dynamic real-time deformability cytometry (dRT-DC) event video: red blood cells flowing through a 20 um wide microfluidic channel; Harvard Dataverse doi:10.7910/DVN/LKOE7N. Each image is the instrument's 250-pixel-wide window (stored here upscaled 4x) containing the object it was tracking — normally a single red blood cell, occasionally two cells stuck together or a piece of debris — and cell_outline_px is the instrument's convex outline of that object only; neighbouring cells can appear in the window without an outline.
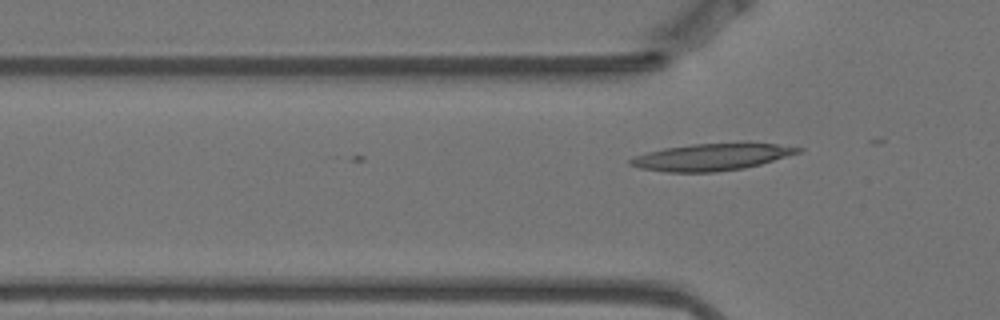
{"species": "Egyptian fruit bat (a non-hibernating species)", "species_latin": "Rousettus aegyptiacus", "temperature_condition": "warm", "stored_images_in_passage": 8, "camera_frame_rate_fps": 3000, "um_per_image_px": 0.085, "animal": {"sex": "female"}, "frame": {"image": 1, "passage_image": 5, "time_ms": 1.333, "image_size_px": [1000, 320], "cell_outline_px": [[804, 148], [800, 152], [760, 164], [744, 168], [716, 172], [668, 172], [640, 168], [628, 164], [628, 160], [636, 156], [648, 152], [664, 148], [692, 144], [776, 144]], "centroid_in_image_um": [60.44, 13.36], "position_along_channel_um": 65.4, "area_um2": 25.72}}
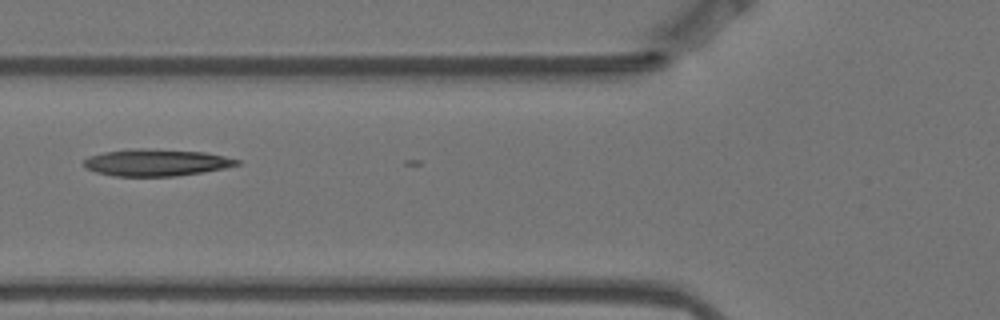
{"frame": {"image": 2, "passage_image": 6, "time_ms": 1.667, "image_size_px": [1000, 320], "cell_outline_px": [[240, 164], [224, 168], [204, 172], [176, 176], [116, 176], [96, 172], [88, 168], [84, 164], [84, 160], [88, 156], [104, 152], [136, 148], [144, 148], [204, 152], [224, 156], [240, 160]], "centroid_in_image_um": [13.29, 13.81], "position_along_channel_um": 112.5, "area_um2": 23.87}}
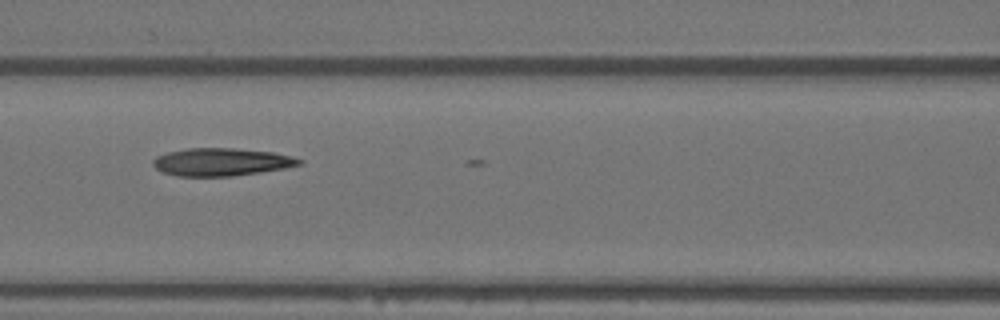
{"frame": {"image": 3, "passage_image": 7, "time_ms": 2.0, "image_size_px": [1000, 320], "cell_outline_px": [[304, 164], [284, 168], [260, 172], [232, 176], [176, 176], [164, 172], [156, 168], [152, 164], [152, 160], [156, 156], [168, 152], [188, 148], [232, 148], [272, 152], [292, 156], [304, 160]], "centroid_in_image_um": [18.83, 13.76], "position_along_channel_um": 147.8, "area_um2": 23.64}}